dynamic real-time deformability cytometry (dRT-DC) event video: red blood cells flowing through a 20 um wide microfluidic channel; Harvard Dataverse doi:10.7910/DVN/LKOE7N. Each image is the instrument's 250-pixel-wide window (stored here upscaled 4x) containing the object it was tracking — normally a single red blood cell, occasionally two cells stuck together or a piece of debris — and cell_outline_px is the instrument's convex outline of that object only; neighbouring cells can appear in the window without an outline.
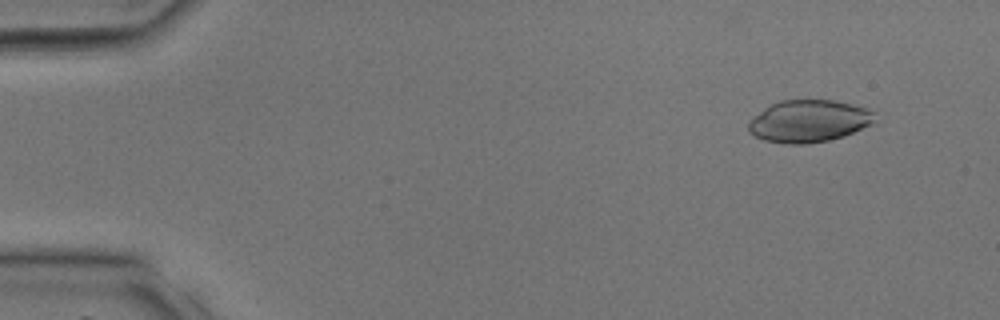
{"species": "common noctule bat (a hibernating species)", "species_latin": "Nyctalus noctula", "temperature_condition": "room temperature", "stored_images_in_passage": 13, "camera_frame_rate_fps": 3000, "um_per_image_px": 0.085, "animal": {"sex": "male", "body_mass_g": 17.9, "forearm_length_mm": 54.2}, "frame": {"image": 1, "passage_image": 3, "time_ms": 0.667, "image_size_px": [1000, 320], "cell_outline_px": [[872, 124], [844, 136], [828, 140], [808, 144], [784, 144], [764, 140], [748, 132], [748, 120], [764, 108], [780, 100], [832, 100], [852, 104], [868, 108], [872, 112]], "centroid_in_image_um": [68.7, 10.3], "position_along_channel_um": 16.3, "area_um2": 31.04}}
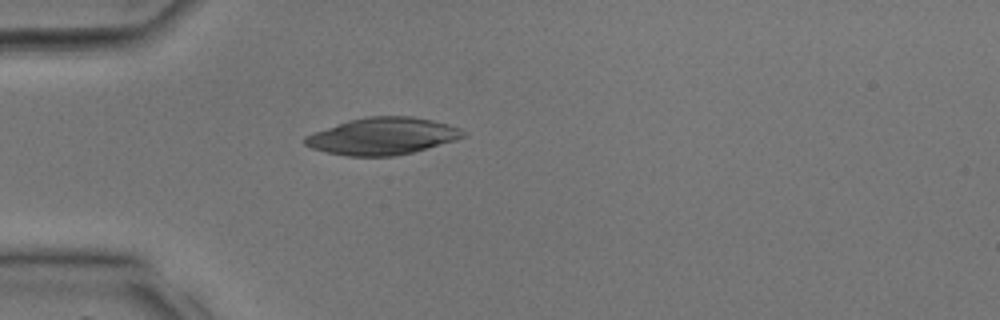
{"frame": {"image": 2, "passage_image": 10, "time_ms": 3.0, "image_size_px": [1000, 320], "cell_outline_px": [[468, 136], [456, 140], [412, 152], [392, 156], [348, 156], [324, 152], [312, 148], [304, 144], [304, 136], [312, 132], [352, 120], [368, 116], [412, 116], [432, 120], [448, 124], [460, 128]], "centroid_in_image_um": [32.52, 11.58], "position_along_channel_um": 52.5, "area_um2": 33.99}}